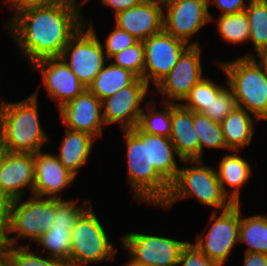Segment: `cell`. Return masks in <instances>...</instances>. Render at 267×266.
Wrapping results in <instances>:
<instances>
[{
	"instance_id": "obj_1",
	"label": "cell",
	"mask_w": 267,
	"mask_h": 266,
	"mask_svg": "<svg viewBox=\"0 0 267 266\" xmlns=\"http://www.w3.org/2000/svg\"><path fill=\"white\" fill-rule=\"evenodd\" d=\"M82 4L62 3L11 14L6 30L29 66L43 58L60 57L70 39L84 25L86 17L81 11Z\"/></svg>"
},
{
	"instance_id": "obj_32",
	"label": "cell",
	"mask_w": 267,
	"mask_h": 266,
	"mask_svg": "<svg viewBox=\"0 0 267 266\" xmlns=\"http://www.w3.org/2000/svg\"><path fill=\"white\" fill-rule=\"evenodd\" d=\"M226 86L218 84L208 77H203L181 103L185 108L202 113Z\"/></svg>"
},
{
	"instance_id": "obj_4",
	"label": "cell",
	"mask_w": 267,
	"mask_h": 266,
	"mask_svg": "<svg viewBox=\"0 0 267 266\" xmlns=\"http://www.w3.org/2000/svg\"><path fill=\"white\" fill-rule=\"evenodd\" d=\"M203 161H182L183 167L179 168L168 197L160 208L169 210L178 201L188 198H196L205 208L212 207L214 212L227 210L234 204L223 192L215 168L212 165L203 164Z\"/></svg>"
},
{
	"instance_id": "obj_37",
	"label": "cell",
	"mask_w": 267,
	"mask_h": 266,
	"mask_svg": "<svg viewBox=\"0 0 267 266\" xmlns=\"http://www.w3.org/2000/svg\"><path fill=\"white\" fill-rule=\"evenodd\" d=\"M177 266H218L209 256L204 255L193 242H188L181 250Z\"/></svg>"
},
{
	"instance_id": "obj_36",
	"label": "cell",
	"mask_w": 267,
	"mask_h": 266,
	"mask_svg": "<svg viewBox=\"0 0 267 266\" xmlns=\"http://www.w3.org/2000/svg\"><path fill=\"white\" fill-rule=\"evenodd\" d=\"M114 27V30L107 35L104 43L101 42L107 60L138 41L137 38L125 30L118 28L116 25Z\"/></svg>"
},
{
	"instance_id": "obj_26",
	"label": "cell",
	"mask_w": 267,
	"mask_h": 266,
	"mask_svg": "<svg viewBox=\"0 0 267 266\" xmlns=\"http://www.w3.org/2000/svg\"><path fill=\"white\" fill-rule=\"evenodd\" d=\"M136 78L130 70L107 61L87 89L102 101L130 85Z\"/></svg>"
},
{
	"instance_id": "obj_13",
	"label": "cell",
	"mask_w": 267,
	"mask_h": 266,
	"mask_svg": "<svg viewBox=\"0 0 267 266\" xmlns=\"http://www.w3.org/2000/svg\"><path fill=\"white\" fill-rule=\"evenodd\" d=\"M208 0H180L163 8V29L189 46H200L191 39L211 23ZM192 41V42H190Z\"/></svg>"
},
{
	"instance_id": "obj_17",
	"label": "cell",
	"mask_w": 267,
	"mask_h": 266,
	"mask_svg": "<svg viewBox=\"0 0 267 266\" xmlns=\"http://www.w3.org/2000/svg\"><path fill=\"white\" fill-rule=\"evenodd\" d=\"M57 110L67 129L87 133L95 139L102 136L105 127L102 102L88 89Z\"/></svg>"
},
{
	"instance_id": "obj_11",
	"label": "cell",
	"mask_w": 267,
	"mask_h": 266,
	"mask_svg": "<svg viewBox=\"0 0 267 266\" xmlns=\"http://www.w3.org/2000/svg\"><path fill=\"white\" fill-rule=\"evenodd\" d=\"M55 199V218L52 228L43 234L37 245L48 252L47 256L69 262L71 249V229L79 216L91 205L92 200Z\"/></svg>"
},
{
	"instance_id": "obj_28",
	"label": "cell",
	"mask_w": 267,
	"mask_h": 266,
	"mask_svg": "<svg viewBox=\"0 0 267 266\" xmlns=\"http://www.w3.org/2000/svg\"><path fill=\"white\" fill-rule=\"evenodd\" d=\"M138 127L147 133L169 138L171 133V103L162 102V109L157 110V102L149 99L144 103ZM145 109V110H144Z\"/></svg>"
},
{
	"instance_id": "obj_3",
	"label": "cell",
	"mask_w": 267,
	"mask_h": 266,
	"mask_svg": "<svg viewBox=\"0 0 267 266\" xmlns=\"http://www.w3.org/2000/svg\"><path fill=\"white\" fill-rule=\"evenodd\" d=\"M126 143L127 176L134 199L147 206L160 207L171 185L148 161V133L138 126L122 130Z\"/></svg>"
},
{
	"instance_id": "obj_42",
	"label": "cell",
	"mask_w": 267,
	"mask_h": 266,
	"mask_svg": "<svg viewBox=\"0 0 267 266\" xmlns=\"http://www.w3.org/2000/svg\"><path fill=\"white\" fill-rule=\"evenodd\" d=\"M243 266H267V254L244 252Z\"/></svg>"
},
{
	"instance_id": "obj_44",
	"label": "cell",
	"mask_w": 267,
	"mask_h": 266,
	"mask_svg": "<svg viewBox=\"0 0 267 266\" xmlns=\"http://www.w3.org/2000/svg\"><path fill=\"white\" fill-rule=\"evenodd\" d=\"M0 266H13L9 253L0 245Z\"/></svg>"
},
{
	"instance_id": "obj_35",
	"label": "cell",
	"mask_w": 267,
	"mask_h": 266,
	"mask_svg": "<svg viewBox=\"0 0 267 266\" xmlns=\"http://www.w3.org/2000/svg\"><path fill=\"white\" fill-rule=\"evenodd\" d=\"M236 106L232 89L225 87L202 113L213 121L221 123Z\"/></svg>"
},
{
	"instance_id": "obj_8",
	"label": "cell",
	"mask_w": 267,
	"mask_h": 266,
	"mask_svg": "<svg viewBox=\"0 0 267 266\" xmlns=\"http://www.w3.org/2000/svg\"><path fill=\"white\" fill-rule=\"evenodd\" d=\"M93 23L84 21L60 55L87 88L108 61Z\"/></svg>"
},
{
	"instance_id": "obj_19",
	"label": "cell",
	"mask_w": 267,
	"mask_h": 266,
	"mask_svg": "<svg viewBox=\"0 0 267 266\" xmlns=\"http://www.w3.org/2000/svg\"><path fill=\"white\" fill-rule=\"evenodd\" d=\"M35 180L32 195L63 199L64 189L71 187L76 176L66 169L52 153H35Z\"/></svg>"
},
{
	"instance_id": "obj_23",
	"label": "cell",
	"mask_w": 267,
	"mask_h": 266,
	"mask_svg": "<svg viewBox=\"0 0 267 266\" xmlns=\"http://www.w3.org/2000/svg\"><path fill=\"white\" fill-rule=\"evenodd\" d=\"M95 140L87 133L66 128L59 146V153L55 155L66 169L77 176L80 169L87 164Z\"/></svg>"
},
{
	"instance_id": "obj_43",
	"label": "cell",
	"mask_w": 267,
	"mask_h": 266,
	"mask_svg": "<svg viewBox=\"0 0 267 266\" xmlns=\"http://www.w3.org/2000/svg\"><path fill=\"white\" fill-rule=\"evenodd\" d=\"M241 57H253L257 61V63L263 68L264 72L267 74V49L262 50L257 54H250V52H247Z\"/></svg>"
},
{
	"instance_id": "obj_20",
	"label": "cell",
	"mask_w": 267,
	"mask_h": 266,
	"mask_svg": "<svg viewBox=\"0 0 267 266\" xmlns=\"http://www.w3.org/2000/svg\"><path fill=\"white\" fill-rule=\"evenodd\" d=\"M114 19L118 28L143 41L163 30V7L155 0H142L117 13Z\"/></svg>"
},
{
	"instance_id": "obj_7",
	"label": "cell",
	"mask_w": 267,
	"mask_h": 266,
	"mask_svg": "<svg viewBox=\"0 0 267 266\" xmlns=\"http://www.w3.org/2000/svg\"><path fill=\"white\" fill-rule=\"evenodd\" d=\"M15 199L11 206V228L3 245H18V240L30 239L33 242L47 233L54 224L55 198H43L34 195Z\"/></svg>"
},
{
	"instance_id": "obj_25",
	"label": "cell",
	"mask_w": 267,
	"mask_h": 266,
	"mask_svg": "<svg viewBox=\"0 0 267 266\" xmlns=\"http://www.w3.org/2000/svg\"><path fill=\"white\" fill-rule=\"evenodd\" d=\"M177 158L183 161L170 138L148 133V161L170 185L179 171Z\"/></svg>"
},
{
	"instance_id": "obj_40",
	"label": "cell",
	"mask_w": 267,
	"mask_h": 266,
	"mask_svg": "<svg viewBox=\"0 0 267 266\" xmlns=\"http://www.w3.org/2000/svg\"><path fill=\"white\" fill-rule=\"evenodd\" d=\"M209 5H215L217 9L221 10V14H233L238 12H244L248 6V3L244 0H208Z\"/></svg>"
},
{
	"instance_id": "obj_45",
	"label": "cell",
	"mask_w": 267,
	"mask_h": 266,
	"mask_svg": "<svg viewBox=\"0 0 267 266\" xmlns=\"http://www.w3.org/2000/svg\"><path fill=\"white\" fill-rule=\"evenodd\" d=\"M155 1L158 2L164 8L180 0H155Z\"/></svg>"
},
{
	"instance_id": "obj_33",
	"label": "cell",
	"mask_w": 267,
	"mask_h": 266,
	"mask_svg": "<svg viewBox=\"0 0 267 266\" xmlns=\"http://www.w3.org/2000/svg\"><path fill=\"white\" fill-rule=\"evenodd\" d=\"M10 255L13 266H70L69 262L33 252L30 243L25 245H1ZM44 256V257H43Z\"/></svg>"
},
{
	"instance_id": "obj_21",
	"label": "cell",
	"mask_w": 267,
	"mask_h": 266,
	"mask_svg": "<svg viewBox=\"0 0 267 266\" xmlns=\"http://www.w3.org/2000/svg\"><path fill=\"white\" fill-rule=\"evenodd\" d=\"M169 138L182 160H199V139L193 128V111L182 104L171 103Z\"/></svg>"
},
{
	"instance_id": "obj_6",
	"label": "cell",
	"mask_w": 267,
	"mask_h": 266,
	"mask_svg": "<svg viewBox=\"0 0 267 266\" xmlns=\"http://www.w3.org/2000/svg\"><path fill=\"white\" fill-rule=\"evenodd\" d=\"M94 209L91 204L71 229L70 266H87L116 258L115 246Z\"/></svg>"
},
{
	"instance_id": "obj_24",
	"label": "cell",
	"mask_w": 267,
	"mask_h": 266,
	"mask_svg": "<svg viewBox=\"0 0 267 266\" xmlns=\"http://www.w3.org/2000/svg\"><path fill=\"white\" fill-rule=\"evenodd\" d=\"M259 119L245 109L236 106L220 123L226 147L241 151L250 146L254 134V124Z\"/></svg>"
},
{
	"instance_id": "obj_10",
	"label": "cell",
	"mask_w": 267,
	"mask_h": 266,
	"mask_svg": "<svg viewBox=\"0 0 267 266\" xmlns=\"http://www.w3.org/2000/svg\"><path fill=\"white\" fill-rule=\"evenodd\" d=\"M120 241L128 260L137 266H177L181 250L189 242L145 232H129Z\"/></svg>"
},
{
	"instance_id": "obj_12",
	"label": "cell",
	"mask_w": 267,
	"mask_h": 266,
	"mask_svg": "<svg viewBox=\"0 0 267 266\" xmlns=\"http://www.w3.org/2000/svg\"><path fill=\"white\" fill-rule=\"evenodd\" d=\"M201 46H189L170 72L155 86L164 103L181 104L191 89L205 76L201 65Z\"/></svg>"
},
{
	"instance_id": "obj_34",
	"label": "cell",
	"mask_w": 267,
	"mask_h": 266,
	"mask_svg": "<svg viewBox=\"0 0 267 266\" xmlns=\"http://www.w3.org/2000/svg\"><path fill=\"white\" fill-rule=\"evenodd\" d=\"M108 61L115 66L130 70L143 79L145 56L142 41L138 40L135 44L113 55Z\"/></svg>"
},
{
	"instance_id": "obj_46",
	"label": "cell",
	"mask_w": 267,
	"mask_h": 266,
	"mask_svg": "<svg viewBox=\"0 0 267 266\" xmlns=\"http://www.w3.org/2000/svg\"><path fill=\"white\" fill-rule=\"evenodd\" d=\"M123 266H137V265L133 264L128 260V262H126Z\"/></svg>"
},
{
	"instance_id": "obj_38",
	"label": "cell",
	"mask_w": 267,
	"mask_h": 266,
	"mask_svg": "<svg viewBox=\"0 0 267 266\" xmlns=\"http://www.w3.org/2000/svg\"><path fill=\"white\" fill-rule=\"evenodd\" d=\"M12 202L13 199L0 191V245H3L9 237Z\"/></svg>"
},
{
	"instance_id": "obj_30",
	"label": "cell",
	"mask_w": 267,
	"mask_h": 266,
	"mask_svg": "<svg viewBox=\"0 0 267 266\" xmlns=\"http://www.w3.org/2000/svg\"><path fill=\"white\" fill-rule=\"evenodd\" d=\"M193 128L199 139V160L203 159L204 148L228 150L225 144L221 124L200 112H193Z\"/></svg>"
},
{
	"instance_id": "obj_41",
	"label": "cell",
	"mask_w": 267,
	"mask_h": 266,
	"mask_svg": "<svg viewBox=\"0 0 267 266\" xmlns=\"http://www.w3.org/2000/svg\"><path fill=\"white\" fill-rule=\"evenodd\" d=\"M89 0H84V3H87ZM142 0H101V5L114 9L115 14L124 11L126 9L137 6Z\"/></svg>"
},
{
	"instance_id": "obj_16",
	"label": "cell",
	"mask_w": 267,
	"mask_h": 266,
	"mask_svg": "<svg viewBox=\"0 0 267 266\" xmlns=\"http://www.w3.org/2000/svg\"><path fill=\"white\" fill-rule=\"evenodd\" d=\"M29 67L42 74L40 85L45 87L47 96L57 102L58 109L87 89L61 57L43 58Z\"/></svg>"
},
{
	"instance_id": "obj_39",
	"label": "cell",
	"mask_w": 267,
	"mask_h": 266,
	"mask_svg": "<svg viewBox=\"0 0 267 266\" xmlns=\"http://www.w3.org/2000/svg\"><path fill=\"white\" fill-rule=\"evenodd\" d=\"M5 5H8L13 14L22 9L34 7H49L56 6L62 3H84L82 0H2Z\"/></svg>"
},
{
	"instance_id": "obj_5",
	"label": "cell",
	"mask_w": 267,
	"mask_h": 266,
	"mask_svg": "<svg viewBox=\"0 0 267 266\" xmlns=\"http://www.w3.org/2000/svg\"><path fill=\"white\" fill-rule=\"evenodd\" d=\"M226 76L236 105L257 117L267 120V74L253 57L215 62Z\"/></svg>"
},
{
	"instance_id": "obj_14",
	"label": "cell",
	"mask_w": 267,
	"mask_h": 266,
	"mask_svg": "<svg viewBox=\"0 0 267 266\" xmlns=\"http://www.w3.org/2000/svg\"><path fill=\"white\" fill-rule=\"evenodd\" d=\"M144 46L143 80L156 86L173 68L189 45L164 29L142 41Z\"/></svg>"
},
{
	"instance_id": "obj_27",
	"label": "cell",
	"mask_w": 267,
	"mask_h": 266,
	"mask_svg": "<svg viewBox=\"0 0 267 266\" xmlns=\"http://www.w3.org/2000/svg\"><path fill=\"white\" fill-rule=\"evenodd\" d=\"M238 243L248 246L244 252L267 254V215L245 217L240 208Z\"/></svg>"
},
{
	"instance_id": "obj_29",
	"label": "cell",
	"mask_w": 267,
	"mask_h": 266,
	"mask_svg": "<svg viewBox=\"0 0 267 266\" xmlns=\"http://www.w3.org/2000/svg\"><path fill=\"white\" fill-rule=\"evenodd\" d=\"M216 23L217 31L225 42L241 45L249 42V19L246 12L219 15L218 18L211 16V22Z\"/></svg>"
},
{
	"instance_id": "obj_2",
	"label": "cell",
	"mask_w": 267,
	"mask_h": 266,
	"mask_svg": "<svg viewBox=\"0 0 267 266\" xmlns=\"http://www.w3.org/2000/svg\"><path fill=\"white\" fill-rule=\"evenodd\" d=\"M39 90L21 101L3 100L0 107V149L9 152L37 153L51 139L39 117Z\"/></svg>"
},
{
	"instance_id": "obj_9",
	"label": "cell",
	"mask_w": 267,
	"mask_h": 266,
	"mask_svg": "<svg viewBox=\"0 0 267 266\" xmlns=\"http://www.w3.org/2000/svg\"><path fill=\"white\" fill-rule=\"evenodd\" d=\"M240 207L241 203L233 204L224 211H213L208 222L210 226L205 227L193 243L218 266H224L236 244L239 245Z\"/></svg>"
},
{
	"instance_id": "obj_22",
	"label": "cell",
	"mask_w": 267,
	"mask_h": 266,
	"mask_svg": "<svg viewBox=\"0 0 267 266\" xmlns=\"http://www.w3.org/2000/svg\"><path fill=\"white\" fill-rule=\"evenodd\" d=\"M239 152L236 150H230L228 154L225 152L218 163V169H215L223 192L234 204H240L241 187L252 177L250 163L238 155ZM226 185L229 186V190Z\"/></svg>"
},
{
	"instance_id": "obj_15",
	"label": "cell",
	"mask_w": 267,
	"mask_h": 266,
	"mask_svg": "<svg viewBox=\"0 0 267 266\" xmlns=\"http://www.w3.org/2000/svg\"><path fill=\"white\" fill-rule=\"evenodd\" d=\"M150 87L137 77L111 97L102 100V116L105 126L120 124L122 130L138 126L143 100L150 94Z\"/></svg>"
},
{
	"instance_id": "obj_18",
	"label": "cell",
	"mask_w": 267,
	"mask_h": 266,
	"mask_svg": "<svg viewBox=\"0 0 267 266\" xmlns=\"http://www.w3.org/2000/svg\"><path fill=\"white\" fill-rule=\"evenodd\" d=\"M35 154L9 152L0 149V191L11 199L33 192ZM27 188V189H26Z\"/></svg>"
},
{
	"instance_id": "obj_31",
	"label": "cell",
	"mask_w": 267,
	"mask_h": 266,
	"mask_svg": "<svg viewBox=\"0 0 267 266\" xmlns=\"http://www.w3.org/2000/svg\"><path fill=\"white\" fill-rule=\"evenodd\" d=\"M249 41L256 54L267 49V0H248Z\"/></svg>"
}]
</instances>
